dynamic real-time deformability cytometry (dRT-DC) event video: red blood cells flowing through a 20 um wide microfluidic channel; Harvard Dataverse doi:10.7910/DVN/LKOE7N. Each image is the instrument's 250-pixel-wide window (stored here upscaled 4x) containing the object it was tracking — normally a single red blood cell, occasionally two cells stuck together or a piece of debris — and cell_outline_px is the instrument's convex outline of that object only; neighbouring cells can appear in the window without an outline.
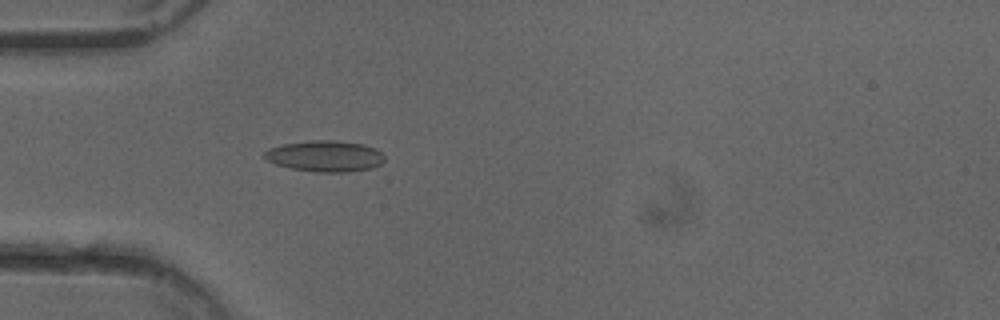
{"species": "common noctule bat (a hibernating species)", "species_latin": "Nyctalus noctula", "temperature_condition": "cold", "stored_images_in_passage": 41, "camera_frame_rate_fps": 3000, "um_per_image_px": 0.085, "animal": {"sex": "female"}, "frame": {"image": 1, "passage_image": 6, "time_ms": 1.667, "image_size_px": [1000, 320], "cell_outline_px": [[384, 160], [380, 164], [372, 168], [348, 172], [316, 172], [292, 168], [276, 164], [268, 160], [264, 156], [264, 152], [268, 148], [284, 144], [312, 140], [336, 140], [364, 144], [376, 148], [384, 156]], "centroid_in_image_um": [27.65, 13.26], "position_along_channel_um": 57.3, "area_um2": 21.73}}
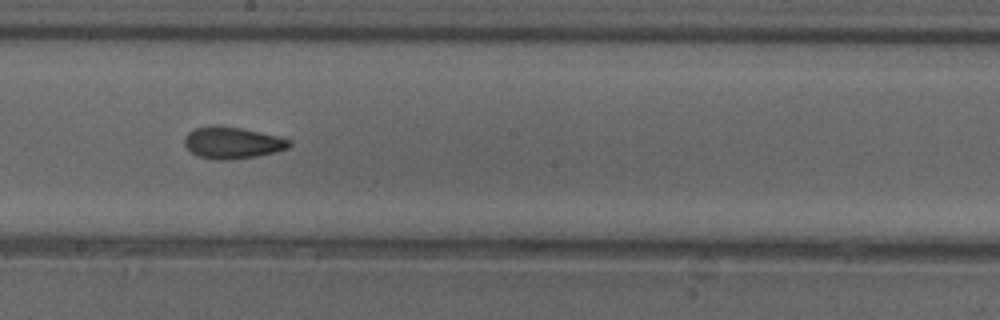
{"frame": {"image": 2, "passage_image": 19, "time_ms": 6.0, "image_size_px": [1000, 320], "cell_outline_px": [[292, 144], [288, 148], [276, 152], [256, 156], [228, 160], [216, 160], [196, 156], [184, 144], [184, 140], [188, 132], [196, 128], [208, 124], [216, 124], [240, 128], [280, 136], [292, 140]], "centroid_in_image_um": [19.76, 12.12], "position_along_channel_um": 228.4, "area_um2": 19.65}}
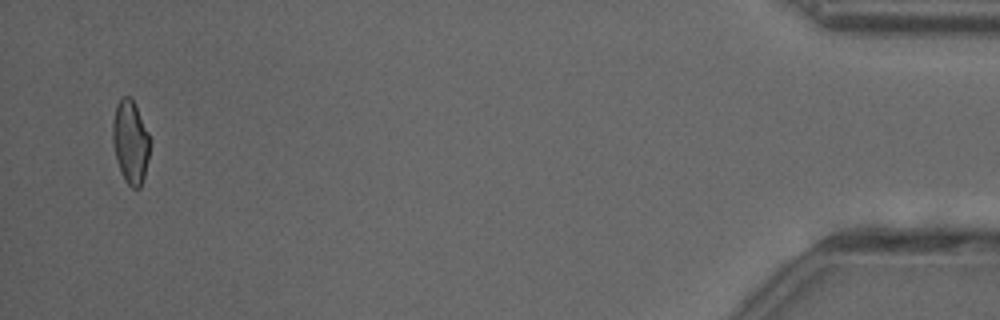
{"frame": {"image": 3, "passage_image": 40, "time_ms": 13.0, "image_size_px": [1000, 320], "cell_outline_px": [[152, 140], [144, 176], [140, 188], [132, 188], [124, 180], [120, 172], [116, 160], [112, 140], [112, 124], [116, 104], [120, 96], [132, 96]], "centroid_in_image_um": [11.09, 12.03], "position_along_channel_um": 424.1, "area_um2": 18.55}, "authors_computed_cell_mechanics": {"area_um2": 18.9584, "velocity_mm_per_s": 4.0414, "shape_relaxation_time_tau1_ms": 9.2012, "shape_relaxation_time_tau2_ms": 2.6763, "deformation_change_tau1": 0.1763, "deformation_change_tau2": 0.1018}}